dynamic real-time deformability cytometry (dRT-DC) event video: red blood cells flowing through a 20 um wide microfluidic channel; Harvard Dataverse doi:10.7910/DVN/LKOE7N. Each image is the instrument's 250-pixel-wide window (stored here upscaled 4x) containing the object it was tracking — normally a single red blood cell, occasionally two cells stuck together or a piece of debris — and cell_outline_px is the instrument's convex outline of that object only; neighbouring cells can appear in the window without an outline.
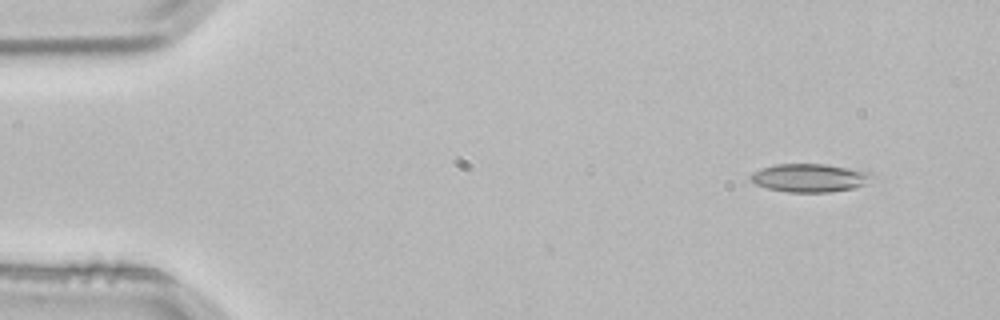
{"species": "common noctule bat (a hibernating species)", "species_latin": "Nyctalus noctula", "temperature_condition": "room temperature", "stored_images_in_passage": 3, "camera_frame_rate_fps": 3000, "um_per_image_px": 0.085, "animal": {"sex": "male", "body_mass_g": 21.5, "forearm_length_mm": 52.0}, "frame": {"image": 1, "passage_image": 1, "time_ms": 0.0, "image_size_px": [1000, 320], "cell_outline_px": [[880, 180], [868, 184], [852, 188], [832, 192], [788, 192], [768, 188], [756, 184], [748, 176], [752, 172], [760, 168], [776, 164], [824, 164], [872, 172]], "centroid_in_image_um": [68.93, 15.12], "position_along_channel_um": 16.1, "area_um2": 20.4}}
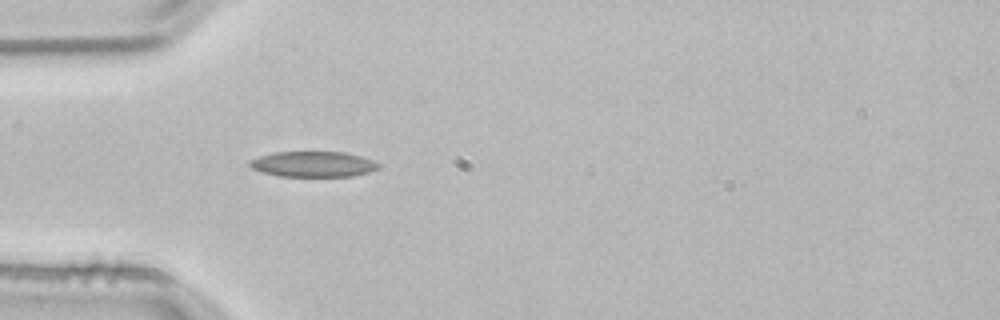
{"frame": {"image": 2, "passage_image": 3, "time_ms": 0.667, "image_size_px": [1000, 320], "cell_outline_px": [[380, 168], [368, 172], [352, 176], [280, 176], [264, 172], [252, 168], [248, 164], [248, 160], [260, 156], [276, 152], [344, 152], [360, 156], [372, 160], [380, 164]], "centroid_in_image_um": [26.63, 13.95], "position_along_channel_um": 58.4, "area_um2": 19.02}}